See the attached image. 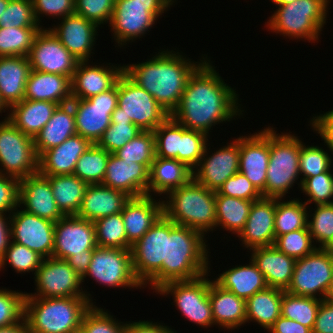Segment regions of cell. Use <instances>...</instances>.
Here are the masks:
<instances>
[{
  "instance_id": "obj_1",
  "label": "cell",
  "mask_w": 333,
  "mask_h": 333,
  "mask_svg": "<svg viewBox=\"0 0 333 333\" xmlns=\"http://www.w3.org/2000/svg\"><path fill=\"white\" fill-rule=\"evenodd\" d=\"M207 57L190 75L170 116L187 129L209 135L211 127L241 116L244 110L235 89L225 83Z\"/></svg>"
},
{
  "instance_id": "obj_2",
  "label": "cell",
  "mask_w": 333,
  "mask_h": 333,
  "mask_svg": "<svg viewBox=\"0 0 333 333\" xmlns=\"http://www.w3.org/2000/svg\"><path fill=\"white\" fill-rule=\"evenodd\" d=\"M202 59L193 62L180 52L164 49L145 62L123 65V72L171 115L179 105L190 75L206 58Z\"/></svg>"
},
{
  "instance_id": "obj_3",
  "label": "cell",
  "mask_w": 333,
  "mask_h": 333,
  "mask_svg": "<svg viewBox=\"0 0 333 333\" xmlns=\"http://www.w3.org/2000/svg\"><path fill=\"white\" fill-rule=\"evenodd\" d=\"M204 238L201 232L170 220L166 261L162 262L161 271L148 283L151 289L156 291L165 283L192 280L209 273V249Z\"/></svg>"
},
{
  "instance_id": "obj_4",
  "label": "cell",
  "mask_w": 333,
  "mask_h": 333,
  "mask_svg": "<svg viewBox=\"0 0 333 333\" xmlns=\"http://www.w3.org/2000/svg\"><path fill=\"white\" fill-rule=\"evenodd\" d=\"M91 305L87 297H25L24 318L29 333H78Z\"/></svg>"
},
{
  "instance_id": "obj_5",
  "label": "cell",
  "mask_w": 333,
  "mask_h": 333,
  "mask_svg": "<svg viewBox=\"0 0 333 333\" xmlns=\"http://www.w3.org/2000/svg\"><path fill=\"white\" fill-rule=\"evenodd\" d=\"M215 193L192 179L169 192L168 200L164 197L163 215L177 225L195 229L205 236L216 228Z\"/></svg>"
},
{
  "instance_id": "obj_6",
  "label": "cell",
  "mask_w": 333,
  "mask_h": 333,
  "mask_svg": "<svg viewBox=\"0 0 333 333\" xmlns=\"http://www.w3.org/2000/svg\"><path fill=\"white\" fill-rule=\"evenodd\" d=\"M330 0H297L290 4H275L274 14L266 26L271 32L292 39L317 41L328 12Z\"/></svg>"
},
{
  "instance_id": "obj_7",
  "label": "cell",
  "mask_w": 333,
  "mask_h": 333,
  "mask_svg": "<svg viewBox=\"0 0 333 333\" xmlns=\"http://www.w3.org/2000/svg\"><path fill=\"white\" fill-rule=\"evenodd\" d=\"M274 129V130H273ZM269 127V163L263 197L283 198L300 177L301 140L289 133L277 134Z\"/></svg>"
},
{
  "instance_id": "obj_8",
  "label": "cell",
  "mask_w": 333,
  "mask_h": 333,
  "mask_svg": "<svg viewBox=\"0 0 333 333\" xmlns=\"http://www.w3.org/2000/svg\"><path fill=\"white\" fill-rule=\"evenodd\" d=\"M118 106L111 122H132L142 131H154L170 114L145 89L124 72L117 80Z\"/></svg>"
},
{
  "instance_id": "obj_9",
  "label": "cell",
  "mask_w": 333,
  "mask_h": 333,
  "mask_svg": "<svg viewBox=\"0 0 333 333\" xmlns=\"http://www.w3.org/2000/svg\"><path fill=\"white\" fill-rule=\"evenodd\" d=\"M176 1V0H175ZM174 0H116L109 23L118 46H126L146 34L157 18L166 12Z\"/></svg>"
},
{
  "instance_id": "obj_10",
  "label": "cell",
  "mask_w": 333,
  "mask_h": 333,
  "mask_svg": "<svg viewBox=\"0 0 333 333\" xmlns=\"http://www.w3.org/2000/svg\"><path fill=\"white\" fill-rule=\"evenodd\" d=\"M34 139L15 127L7 117L0 121V173L18 180L38 172Z\"/></svg>"
},
{
  "instance_id": "obj_11",
  "label": "cell",
  "mask_w": 333,
  "mask_h": 333,
  "mask_svg": "<svg viewBox=\"0 0 333 333\" xmlns=\"http://www.w3.org/2000/svg\"><path fill=\"white\" fill-rule=\"evenodd\" d=\"M208 274L205 273L192 280L165 283L155 292L162 296L172 295L175 306L187 320L204 328L212 327L214 319L209 300Z\"/></svg>"
},
{
  "instance_id": "obj_12",
  "label": "cell",
  "mask_w": 333,
  "mask_h": 333,
  "mask_svg": "<svg viewBox=\"0 0 333 333\" xmlns=\"http://www.w3.org/2000/svg\"><path fill=\"white\" fill-rule=\"evenodd\" d=\"M332 281L333 253L317 247L311 254L296 260L286 292L324 300Z\"/></svg>"
},
{
  "instance_id": "obj_13",
  "label": "cell",
  "mask_w": 333,
  "mask_h": 333,
  "mask_svg": "<svg viewBox=\"0 0 333 333\" xmlns=\"http://www.w3.org/2000/svg\"><path fill=\"white\" fill-rule=\"evenodd\" d=\"M87 276L111 288H144L134 275L130 249L97 246L93 250L91 262L82 278V283Z\"/></svg>"
},
{
  "instance_id": "obj_14",
  "label": "cell",
  "mask_w": 333,
  "mask_h": 333,
  "mask_svg": "<svg viewBox=\"0 0 333 333\" xmlns=\"http://www.w3.org/2000/svg\"><path fill=\"white\" fill-rule=\"evenodd\" d=\"M170 233V220L162 215L155 224L131 246L132 268L142 286L161 271L166 261V236Z\"/></svg>"
},
{
  "instance_id": "obj_15",
  "label": "cell",
  "mask_w": 333,
  "mask_h": 333,
  "mask_svg": "<svg viewBox=\"0 0 333 333\" xmlns=\"http://www.w3.org/2000/svg\"><path fill=\"white\" fill-rule=\"evenodd\" d=\"M76 133L97 144L111 124V114L118 106L117 82L109 90L88 99L72 98Z\"/></svg>"
},
{
  "instance_id": "obj_16",
  "label": "cell",
  "mask_w": 333,
  "mask_h": 333,
  "mask_svg": "<svg viewBox=\"0 0 333 333\" xmlns=\"http://www.w3.org/2000/svg\"><path fill=\"white\" fill-rule=\"evenodd\" d=\"M36 292L25 293V297H87L94 304L90 293L83 291L82 278L64 259H43L34 275ZM81 286V287H80Z\"/></svg>"
},
{
  "instance_id": "obj_17",
  "label": "cell",
  "mask_w": 333,
  "mask_h": 333,
  "mask_svg": "<svg viewBox=\"0 0 333 333\" xmlns=\"http://www.w3.org/2000/svg\"><path fill=\"white\" fill-rule=\"evenodd\" d=\"M31 70L64 75L72 79L79 63L49 28H42L28 54Z\"/></svg>"
},
{
  "instance_id": "obj_18",
  "label": "cell",
  "mask_w": 333,
  "mask_h": 333,
  "mask_svg": "<svg viewBox=\"0 0 333 333\" xmlns=\"http://www.w3.org/2000/svg\"><path fill=\"white\" fill-rule=\"evenodd\" d=\"M97 246L94 222L76 215L63 216L55 222L52 257L66 260Z\"/></svg>"
},
{
  "instance_id": "obj_19",
  "label": "cell",
  "mask_w": 333,
  "mask_h": 333,
  "mask_svg": "<svg viewBox=\"0 0 333 333\" xmlns=\"http://www.w3.org/2000/svg\"><path fill=\"white\" fill-rule=\"evenodd\" d=\"M208 146L207 144L204 155L193 170V179L207 189L217 191L224 182L239 172L240 136L212 155H208Z\"/></svg>"
},
{
  "instance_id": "obj_20",
  "label": "cell",
  "mask_w": 333,
  "mask_h": 333,
  "mask_svg": "<svg viewBox=\"0 0 333 333\" xmlns=\"http://www.w3.org/2000/svg\"><path fill=\"white\" fill-rule=\"evenodd\" d=\"M11 240L37 252L44 259L52 257L55 222L27 213L18 207L10 215Z\"/></svg>"
},
{
  "instance_id": "obj_21",
  "label": "cell",
  "mask_w": 333,
  "mask_h": 333,
  "mask_svg": "<svg viewBox=\"0 0 333 333\" xmlns=\"http://www.w3.org/2000/svg\"><path fill=\"white\" fill-rule=\"evenodd\" d=\"M269 126L255 134L240 136L239 172L262 193L269 163Z\"/></svg>"
},
{
  "instance_id": "obj_22",
  "label": "cell",
  "mask_w": 333,
  "mask_h": 333,
  "mask_svg": "<svg viewBox=\"0 0 333 333\" xmlns=\"http://www.w3.org/2000/svg\"><path fill=\"white\" fill-rule=\"evenodd\" d=\"M22 207L27 213L52 222H57L64 216L56 205L49 178L39 172L19 182V208Z\"/></svg>"
},
{
  "instance_id": "obj_23",
  "label": "cell",
  "mask_w": 333,
  "mask_h": 333,
  "mask_svg": "<svg viewBox=\"0 0 333 333\" xmlns=\"http://www.w3.org/2000/svg\"><path fill=\"white\" fill-rule=\"evenodd\" d=\"M61 23L49 29L67 48V50L79 61H89L96 36L99 29L95 23L74 13L60 21Z\"/></svg>"
},
{
  "instance_id": "obj_24",
  "label": "cell",
  "mask_w": 333,
  "mask_h": 333,
  "mask_svg": "<svg viewBox=\"0 0 333 333\" xmlns=\"http://www.w3.org/2000/svg\"><path fill=\"white\" fill-rule=\"evenodd\" d=\"M275 210L276 198L262 197L253 201L246 225L237 236L243 247L252 250L274 244Z\"/></svg>"
},
{
  "instance_id": "obj_25",
  "label": "cell",
  "mask_w": 333,
  "mask_h": 333,
  "mask_svg": "<svg viewBox=\"0 0 333 333\" xmlns=\"http://www.w3.org/2000/svg\"><path fill=\"white\" fill-rule=\"evenodd\" d=\"M102 185L123 191L131 197L148 195L149 169L144 164L122 161L111 153Z\"/></svg>"
},
{
  "instance_id": "obj_26",
  "label": "cell",
  "mask_w": 333,
  "mask_h": 333,
  "mask_svg": "<svg viewBox=\"0 0 333 333\" xmlns=\"http://www.w3.org/2000/svg\"><path fill=\"white\" fill-rule=\"evenodd\" d=\"M110 64L104 67L79 61L71 79L72 98L88 99L111 89L122 75L123 66Z\"/></svg>"
},
{
  "instance_id": "obj_27",
  "label": "cell",
  "mask_w": 333,
  "mask_h": 333,
  "mask_svg": "<svg viewBox=\"0 0 333 333\" xmlns=\"http://www.w3.org/2000/svg\"><path fill=\"white\" fill-rule=\"evenodd\" d=\"M92 143L76 134L61 145L43 152L38 158V172L44 176L73 174L76 163Z\"/></svg>"
},
{
  "instance_id": "obj_28",
  "label": "cell",
  "mask_w": 333,
  "mask_h": 333,
  "mask_svg": "<svg viewBox=\"0 0 333 333\" xmlns=\"http://www.w3.org/2000/svg\"><path fill=\"white\" fill-rule=\"evenodd\" d=\"M121 214L127 241L133 245L163 215V202L148 195L131 197Z\"/></svg>"
},
{
  "instance_id": "obj_29",
  "label": "cell",
  "mask_w": 333,
  "mask_h": 333,
  "mask_svg": "<svg viewBox=\"0 0 333 333\" xmlns=\"http://www.w3.org/2000/svg\"><path fill=\"white\" fill-rule=\"evenodd\" d=\"M131 196L102 184H89L76 216L96 220L122 212Z\"/></svg>"
},
{
  "instance_id": "obj_30",
  "label": "cell",
  "mask_w": 333,
  "mask_h": 333,
  "mask_svg": "<svg viewBox=\"0 0 333 333\" xmlns=\"http://www.w3.org/2000/svg\"><path fill=\"white\" fill-rule=\"evenodd\" d=\"M251 258L264 275L268 287L286 291L291 283L296 259L274 245L250 250Z\"/></svg>"
},
{
  "instance_id": "obj_31",
  "label": "cell",
  "mask_w": 333,
  "mask_h": 333,
  "mask_svg": "<svg viewBox=\"0 0 333 333\" xmlns=\"http://www.w3.org/2000/svg\"><path fill=\"white\" fill-rule=\"evenodd\" d=\"M24 99L42 100L57 103H69L72 99L71 78L31 70L25 86Z\"/></svg>"
},
{
  "instance_id": "obj_32",
  "label": "cell",
  "mask_w": 333,
  "mask_h": 333,
  "mask_svg": "<svg viewBox=\"0 0 333 333\" xmlns=\"http://www.w3.org/2000/svg\"><path fill=\"white\" fill-rule=\"evenodd\" d=\"M30 71L28 57H0V99L8 109L24 100Z\"/></svg>"
},
{
  "instance_id": "obj_33",
  "label": "cell",
  "mask_w": 333,
  "mask_h": 333,
  "mask_svg": "<svg viewBox=\"0 0 333 333\" xmlns=\"http://www.w3.org/2000/svg\"><path fill=\"white\" fill-rule=\"evenodd\" d=\"M192 179L193 170L183 162L155 156L149 169L148 196H153L155 193L165 196L176 188L188 184Z\"/></svg>"
},
{
  "instance_id": "obj_34",
  "label": "cell",
  "mask_w": 333,
  "mask_h": 333,
  "mask_svg": "<svg viewBox=\"0 0 333 333\" xmlns=\"http://www.w3.org/2000/svg\"><path fill=\"white\" fill-rule=\"evenodd\" d=\"M209 300L211 303L214 325L227 330L239 329L246 323V300L223 289L214 280H210Z\"/></svg>"
},
{
  "instance_id": "obj_35",
  "label": "cell",
  "mask_w": 333,
  "mask_h": 333,
  "mask_svg": "<svg viewBox=\"0 0 333 333\" xmlns=\"http://www.w3.org/2000/svg\"><path fill=\"white\" fill-rule=\"evenodd\" d=\"M75 115L70 103L58 105L52 117L34 137V146L39 157L52 147L61 145L69 137L76 135Z\"/></svg>"
},
{
  "instance_id": "obj_36",
  "label": "cell",
  "mask_w": 333,
  "mask_h": 333,
  "mask_svg": "<svg viewBox=\"0 0 333 333\" xmlns=\"http://www.w3.org/2000/svg\"><path fill=\"white\" fill-rule=\"evenodd\" d=\"M57 106L54 102L24 99L12 105L6 115L15 127L34 139L50 120Z\"/></svg>"
},
{
  "instance_id": "obj_37",
  "label": "cell",
  "mask_w": 333,
  "mask_h": 333,
  "mask_svg": "<svg viewBox=\"0 0 333 333\" xmlns=\"http://www.w3.org/2000/svg\"><path fill=\"white\" fill-rule=\"evenodd\" d=\"M247 265H237L222 272L214 280L223 289L247 300L258 291L268 287L264 275L252 259Z\"/></svg>"
},
{
  "instance_id": "obj_38",
  "label": "cell",
  "mask_w": 333,
  "mask_h": 333,
  "mask_svg": "<svg viewBox=\"0 0 333 333\" xmlns=\"http://www.w3.org/2000/svg\"><path fill=\"white\" fill-rule=\"evenodd\" d=\"M283 290L267 287L246 300V322L268 329L281 316Z\"/></svg>"
},
{
  "instance_id": "obj_39",
  "label": "cell",
  "mask_w": 333,
  "mask_h": 333,
  "mask_svg": "<svg viewBox=\"0 0 333 333\" xmlns=\"http://www.w3.org/2000/svg\"><path fill=\"white\" fill-rule=\"evenodd\" d=\"M47 177L61 213L64 216L76 215L89 184L73 174Z\"/></svg>"
},
{
  "instance_id": "obj_40",
  "label": "cell",
  "mask_w": 333,
  "mask_h": 333,
  "mask_svg": "<svg viewBox=\"0 0 333 333\" xmlns=\"http://www.w3.org/2000/svg\"><path fill=\"white\" fill-rule=\"evenodd\" d=\"M216 227L239 235L246 225L253 201L215 193Z\"/></svg>"
},
{
  "instance_id": "obj_41",
  "label": "cell",
  "mask_w": 333,
  "mask_h": 333,
  "mask_svg": "<svg viewBox=\"0 0 333 333\" xmlns=\"http://www.w3.org/2000/svg\"><path fill=\"white\" fill-rule=\"evenodd\" d=\"M301 199H289L282 201V198H276V210L274 219L275 238L289 232L308 228V210Z\"/></svg>"
},
{
  "instance_id": "obj_42",
  "label": "cell",
  "mask_w": 333,
  "mask_h": 333,
  "mask_svg": "<svg viewBox=\"0 0 333 333\" xmlns=\"http://www.w3.org/2000/svg\"><path fill=\"white\" fill-rule=\"evenodd\" d=\"M321 299L309 296H297L283 291L281 316L295 320L313 330Z\"/></svg>"
},
{
  "instance_id": "obj_43",
  "label": "cell",
  "mask_w": 333,
  "mask_h": 333,
  "mask_svg": "<svg viewBox=\"0 0 333 333\" xmlns=\"http://www.w3.org/2000/svg\"><path fill=\"white\" fill-rule=\"evenodd\" d=\"M110 154L97 144H92L78 159L73 175L88 184H102Z\"/></svg>"
},
{
  "instance_id": "obj_44",
  "label": "cell",
  "mask_w": 333,
  "mask_h": 333,
  "mask_svg": "<svg viewBox=\"0 0 333 333\" xmlns=\"http://www.w3.org/2000/svg\"><path fill=\"white\" fill-rule=\"evenodd\" d=\"M43 27H0V57H27L35 36Z\"/></svg>"
},
{
  "instance_id": "obj_45",
  "label": "cell",
  "mask_w": 333,
  "mask_h": 333,
  "mask_svg": "<svg viewBox=\"0 0 333 333\" xmlns=\"http://www.w3.org/2000/svg\"><path fill=\"white\" fill-rule=\"evenodd\" d=\"M96 242L99 247L131 249L127 241L122 214L117 213L94 222Z\"/></svg>"
},
{
  "instance_id": "obj_46",
  "label": "cell",
  "mask_w": 333,
  "mask_h": 333,
  "mask_svg": "<svg viewBox=\"0 0 333 333\" xmlns=\"http://www.w3.org/2000/svg\"><path fill=\"white\" fill-rule=\"evenodd\" d=\"M114 154L122 161L144 164L148 169L155 158L153 131H142Z\"/></svg>"
},
{
  "instance_id": "obj_47",
  "label": "cell",
  "mask_w": 333,
  "mask_h": 333,
  "mask_svg": "<svg viewBox=\"0 0 333 333\" xmlns=\"http://www.w3.org/2000/svg\"><path fill=\"white\" fill-rule=\"evenodd\" d=\"M153 133L155 156L178 160L181 145V125L169 116Z\"/></svg>"
},
{
  "instance_id": "obj_48",
  "label": "cell",
  "mask_w": 333,
  "mask_h": 333,
  "mask_svg": "<svg viewBox=\"0 0 333 333\" xmlns=\"http://www.w3.org/2000/svg\"><path fill=\"white\" fill-rule=\"evenodd\" d=\"M332 156L328 151L319 146H305L301 140V149L299 154V172L303 177L300 178L298 185L309 177L318 176L319 174L329 171L332 167ZM303 173V174H302Z\"/></svg>"
},
{
  "instance_id": "obj_49",
  "label": "cell",
  "mask_w": 333,
  "mask_h": 333,
  "mask_svg": "<svg viewBox=\"0 0 333 333\" xmlns=\"http://www.w3.org/2000/svg\"><path fill=\"white\" fill-rule=\"evenodd\" d=\"M43 259L44 258L37 252L32 251L22 244L11 241L4 256L0 259V271L4 269V266L8 263L14 268L16 273L25 274V272L30 273L31 271L35 275Z\"/></svg>"
},
{
  "instance_id": "obj_50",
  "label": "cell",
  "mask_w": 333,
  "mask_h": 333,
  "mask_svg": "<svg viewBox=\"0 0 333 333\" xmlns=\"http://www.w3.org/2000/svg\"><path fill=\"white\" fill-rule=\"evenodd\" d=\"M207 142V134L187 129L181 125V145L178 160L194 170L204 155L205 148L209 144Z\"/></svg>"
},
{
  "instance_id": "obj_51",
  "label": "cell",
  "mask_w": 333,
  "mask_h": 333,
  "mask_svg": "<svg viewBox=\"0 0 333 333\" xmlns=\"http://www.w3.org/2000/svg\"><path fill=\"white\" fill-rule=\"evenodd\" d=\"M273 245L282 253L296 260L311 254L317 248L311 238L309 228L298 229L278 236Z\"/></svg>"
},
{
  "instance_id": "obj_52",
  "label": "cell",
  "mask_w": 333,
  "mask_h": 333,
  "mask_svg": "<svg viewBox=\"0 0 333 333\" xmlns=\"http://www.w3.org/2000/svg\"><path fill=\"white\" fill-rule=\"evenodd\" d=\"M314 213L308 217V228L314 242L325 248L333 239V204L315 205ZM316 243H315V241Z\"/></svg>"
},
{
  "instance_id": "obj_53",
  "label": "cell",
  "mask_w": 333,
  "mask_h": 333,
  "mask_svg": "<svg viewBox=\"0 0 333 333\" xmlns=\"http://www.w3.org/2000/svg\"><path fill=\"white\" fill-rule=\"evenodd\" d=\"M125 324L114 319L108 311L94 304L85 312L81 322L82 333H124Z\"/></svg>"
},
{
  "instance_id": "obj_54",
  "label": "cell",
  "mask_w": 333,
  "mask_h": 333,
  "mask_svg": "<svg viewBox=\"0 0 333 333\" xmlns=\"http://www.w3.org/2000/svg\"><path fill=\"white\" fill-rule=\"evenodd\" d=\"M0 27H43L35 17L32 0H9L0 16Z\"/></svg>"
},
{
  "instance_id": "obj_55",
  "label": "cell",
  "mask_w": 333,
  "mask_h": 333,
  "mask_svg": "<svg viewBox=\"0 0 333 333\" xmlns=\"http://www.w3.org/2000/svg\"><path fill=\"white\" fill-rule=\"evenodd\" d=\"M329 171L323 172L318 176L306 178L301 185L302 193L309 198L304 201L306 205L312 202L315 205L333 204V174Z\"/></svg>"
},
{
  "instance_id": "obj_56",
  "label": "cell",
  "mask_w": 333,
  "mask_h": 333,
  "mask_svg": "<svg viewBox=\"0 0 333 333\" xmlns=\"http://www.w3.org/2000/svg\"><path fill=\"white\" fill-rule=\"evenodd\" d=\"M142 130L132 122H111L97 145L114 153L136 137Z\"/></svg>"
},
{
  "instance_id": "obj_57",
  "label": "cell",
  "mask_w": 333,
  "mask_h": 333,
  "mask_svg": "<svg viewBox=\"0 0 333 333\" xmlns=\"http://www.w3.org/2000/svg\"><path fill=\"white\" fill-rule=\"evenodd\" d=\"M25 292L0 288V327L16 324L24 318Z\"/></svg>"
},
{
  "instance_id": "obj_58",
  "label": "cell",
  "mask_w": 333,
  "mask_h": 333,
  "mask_svg": "<svg viewBox=\"0 0 333 333\" xmlns=\"http://www.w3.org/2000/svg\"><path fill=\"white\" fill-rule=\"evenodd\" d=\"M115 1L75 0V13L100 26L101 24L110 23Z\"/></svg>"
},
{
  "instance_id": "obj_59",
  "label": "cell",
  "mask_w": 333,
  "mask_h": 333,
  "mask_svg": "<svg viewBox=\"0 0 333 333\" xmlns=\"http://www.w3.org/2000/svg\"><path fill=\"white\" fill-rule=\"evenodd\" d=\"M216 192L220 195L247 201H256L263 197L246 176L240 172L230 177Z\"/></svg>"
},
{
  "instance_id": "obj_60",
  "label": "cell",
  "mask_w": 333,
  "mask_h": 333,
  "mask_svg": "<svg viewBox=\"0 0 333 333\" xmlns=\"http://www.w3.org/2000/svg\"><path fill=\"white\" fill-rule=\"evenodd\" d=\"M75 0H32L34 14L37 22H42L40 17L45 14L57 17L60 20L75 13Z\"/></svg>"
},
{
  "instance_id": "obj_61",
  "label": "cell",
  "mask_w": 333,
  "mask_h": 333,
  "mask_svg": "<svg viewBox=\"0 0 333 333\" xmlns=\"http://www.w3.org/2000/svg\"><path fill=\"white\" fill-rule=\"evenodd\" d=\"M19 182L17 178L0 173V213L11 215L19 207Z\"/></svg>"
},
{
  "instance_id": "obj_62",
  "label": "cell",
  "mask_w": 333,
  "mask_h": 333,
  "mask_svg": "<svg viewBox=\"0 0 333 333\" xmlns=\"http://www.w3.org/2000/svg\"><path fill=\"white\" fill-rule=\"evenodd\" d=\"M312 129L318 133L329 151L333 152V110L320 114L319 116H313L310 120ZM333 155V153H332Z\"/></svg>"
},
{
  "instance_id": "obj_63",
  "label": "cell",
  "mask_w": 333,
  "mask_h": 333,
  "mask_svg": "<svg viewBox=\"0 0 333 333\" xmlns=\"http://www.w3.org/2000/svg\"><path fill=\"white\" fill-rule=\"evenodd\" d=\"M312 333H333V303L321 301Z\"/></svg>"
},
{
  "instance_id": "obj_64",
  "label": "cell",
  "mask_w": 333,
  "mask_h": 333,
  "mask_svg": "<svg viewBox=\"0 0 333 333\" xmlns=\"http://www.w3.org/2000/svg\"><path fill=\"white\" fill-rule=\"evenodd\" d=\"M153 321L126 322L124 333H176L173 329L165 326V324Z\"/></svg>"
},
{
  "instance_id": "obj_65",
  "label": "cell",
  "mask_w": 333,
  "mask_h": 333,
  "mask_svg": "<svg viewBox=\"0 0 333 333\" xmlns=\"http://www.w3.org/2000/svg\"><path fill=\"white\" fill-rule=\"evenodd\" d=\"M268 331L270 333H312L309 327L282 316L274 322Z\"/></svg>"
},
{
  "instance_id": "obj_66",
  "label": "cell",
  "mask_w": 333,
  "mask_h": 333,
  "mask_svg": "<svg viewBox=\"0 0 333 333\" xmlns=\"http://www.w3.org/2000/svg\"><path fill=\"white\" fill-rule=\"evenodd\" d=\"M93 250L84 251V254L73 255L66 259L68 264L73 268V270L83 278L88 271L89 264L91 262Z\"/></svg>"
},
{
  "instance_id": "obj_67",
  "label": "cell",
  "mask_w": 333,
  "mask_h": 333,
  "mask_svg": "<svg viewBox=\"0 0 333 333\" xmlns=\"http://www.w3.org/2000/svg\"><path fill=\"white\" fill-rule=\"evenodd\" d=\"M10 219V215L7 217L6 214L0 213V259L4 256L11 242Z\"/></svg>"
},
{
  "instance_id": "obj_68",
  "label": "cell",
  "mask_w": 333,
  "mask_h": 333,
  "mask_svg": "<svg viewBox=\"0 0 333 333\" xmlns=\"http://www.w3.org/2000/svg\"><path fill=\"white\" fill-rule=\"evenodd\" d=\"M0 333H29L25 318L16 324L0 327Z\"/></svg>"
},
{
  "instance_id": "obj_69",
  "label": "cell",
  "mask_w": 333,
  "mask_h": 333,
  "mask_svg": "<svg viewBox=\"0 0 333 333\" xmlns=\"http://www.w3.org/2000/svg\"><path fill=\"white\" fill-rule=\"evenodd\" d=\"M327 302L333 303V281L331 282L329 289L326 293V296L324 298Z\"/></svg>"
},
{
  "instance_id": "obj_70",
  "label": "cell",
  "mask_w": 333,
  "mask_h": 333,
  "mask_svg": "<svg viewBox=\"0 0 333 333\" xmlns=\"http://www.w3.org/2000/svg\"><path fill=\"white\" fill-rule=\"evenodd\" d=\"M9 0H0V16L6 10Z\"/></svg>"
},
{
  "instance_id": "obj_71",
  "label": "cell",
  "mask_w": 333,
  "mask_h": 333,
  "mask_svg": "<svg viewBox=\"0 0 333 333\" xmlns=\"http://www.w3.org/2000/svg\"><path fill=\"white\" fill-rule=\"evenodd\" d=\"M295 1H297V0H271V2L274 4H290Z\"/></svg>"
},
{
  "instance_id": "obj_72",
  "label": "cell",
  "mask_w": 333,
  "mask_h": 333,
  "mask_svg": "<svg viewBox=\"0 0 333 333\" xmlns=\"http://www.w3.org/2000/svg\"><path fill=\"white\" fill-rule=\"evenodd\" d=\"M326 250L330 251L333 253V239L332 241L325 247Z\"/></svg>"
},
{
  "instance_id": "obj_73",
  "label": "cell",
  "mask_w": 333,
  "mask_h": 333,
  "mask_svg": "<svg viewBox=\"0 0 333 333\" xmlns=\"http://www.w3.org/2000/svg\"><path fill=\"white\" fill-rule=\"evenodd\" d=\"M6 110H8V108L4 105V103L0 99V113H2L3 111L5 112Z\"/></svg>"
}]
</instances>
